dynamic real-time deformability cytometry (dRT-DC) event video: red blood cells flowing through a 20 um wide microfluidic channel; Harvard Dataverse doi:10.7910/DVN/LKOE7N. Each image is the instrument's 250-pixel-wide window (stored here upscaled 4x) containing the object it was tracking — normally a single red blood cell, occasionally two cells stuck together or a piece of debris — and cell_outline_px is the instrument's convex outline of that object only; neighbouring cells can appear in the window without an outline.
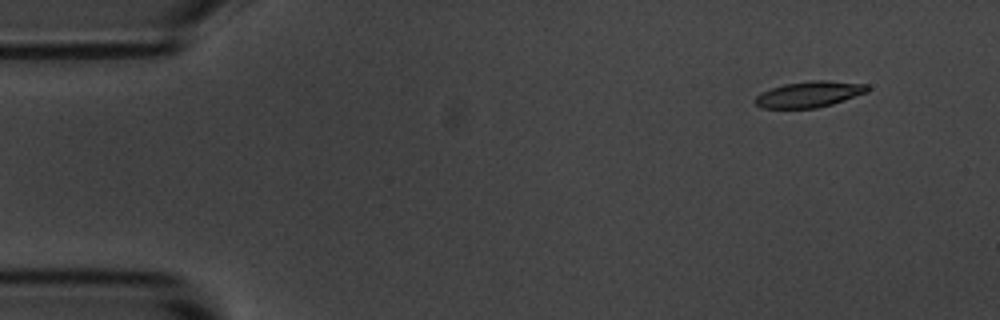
{"species": "common noctule bat (a hibernating species)", "species_latin": "Nyctalus noctula", "temperature_condition": "room temperature", "stored_images_in_passage": 3, "camera_frame_rate_fps": 3000, "um_per_image_px": 0.085, "animal": {"sex": "male", "body_mass_g": 20.1, "forearm_length_mm": 53.5}, "frame": {"image": 1, "passage_image": 1, "time_ms": 0.0, "image_size_px": [1000, 320], "cell_outline_px": [[868, 92], [832, 104], [816, 108], [760, 108], [756, 104], [756, 96], [772, 88], [784, 84], [812, 80], [824, 80], [868, 84]], "centroid_in_image_um": [68.81, 8.01], "position_along_channel_um": 16.2, "area_um2": 16.82}}